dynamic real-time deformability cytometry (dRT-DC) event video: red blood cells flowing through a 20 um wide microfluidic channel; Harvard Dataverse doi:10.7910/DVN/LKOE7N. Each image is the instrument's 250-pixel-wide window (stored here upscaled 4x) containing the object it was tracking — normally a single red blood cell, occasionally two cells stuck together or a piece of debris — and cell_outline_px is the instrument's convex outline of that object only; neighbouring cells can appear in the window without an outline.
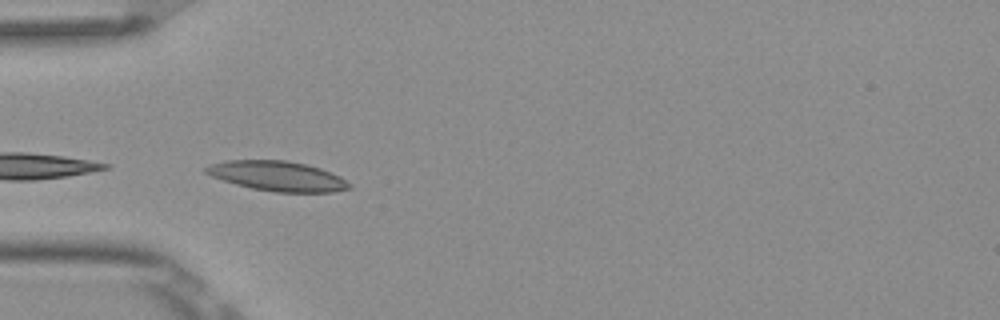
{"species": "Egyptian fruit bat (a non-hibernating species)", "species_latin": "Rousettus aegyptiacus", "temperature_condition": "room temperature", "stored_images_in_passage": 5, "camera_frame_rate_fps": 3000, "um_per_image_px": 0.085, "frame": {"image": 1, "passage_image": 4, "time_ms": 1.0, "image_size_px": [1000, 320], "cell_outline_px": [[352, 188], [332, 192], [276, 192], [252, 188], [236, 184], [212, 176], [204, 172], [204, 168], [212, 164], [224, 160], [288, 160], [320, 168], [340, 176], [352, 184]], "centroid_in_image_um": [23.61, 14.96], "position_along_channel_um": 61.4, "area_um2": 24.85}}
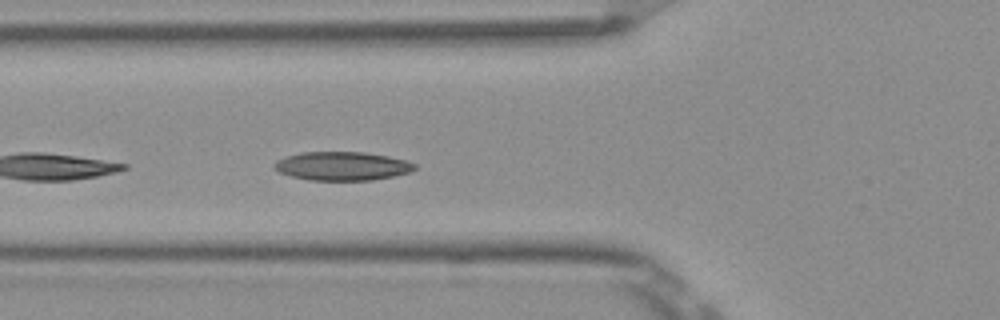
{"frame": {"image": 2, "passage_image": 5, "time_ms": 1.333, "image_size_px": [1000, 320], "cell_outline_px": [[416, 168], [412, 172], [372, 180], [308, 180], [292, 176], [280, 172], [272, 168], [272, 164], [276, 160], [300, 152], [364, 152], [388, 156], [408, 160], [416, 164]], "centroid_in_image_um": [29.09, 14.11], "position_along_channel_um": 96.7, "area_um2": 23.58}}